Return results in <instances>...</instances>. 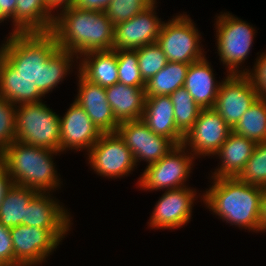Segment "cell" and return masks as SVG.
Wrapping results in <instances>:
<instances>
[{
    "instance_id": "17",
    "label": "cell",
    "mask_w": 266,
    "mask_h": 266,
    "mask_svg": "<svg viewBox=\"0 0 266 266\" xmlns=\"http://www.w3.org/2000/svg\"><path fill=\"white\" fill-rule=\"evenodd\" d=\"M78 75L79 92L75 102L85 110L102 133H116L119 123L114 118L105 87L87 80L80 72Z\"/></svg>"
},
{
    "instance_id": "10",
    "label": "cell",
    "mask_w": 266,
    "mask_h": 266,
    "mask_svg": "<svg viewBox=\"0 0 266 266\" xmlns=\"http://www.w3.org/2000/svg\"><path fill=\"white\" fill-rule=\"evenodd\" d=\"M88 152L92 169L104 177H122L133 171L137 164L117 133H103Z\"/></svg>"
},
{
    "instance_id": "23",
    "label": "cell",
    "mask_w": 266,
    "mask_h": 266,
    "mask_svg": "<svg viewBox=\"0 0 266 266\" xmlns=\"http://www.w3.org/2000/svg\"><path fill=\"white\" fill-rule=\"evenodd\" d=\"M12 18L13 33L50 32L54 23L46 0H17Z\"/></svg>"
},
{
    "instance_id": "16",
    "label": "cell",
    "mask_w": 266,
    "mask_h": 266,
    "mask_svg": "<svg viewBox=\"0 0 266 266\" xmlns=\"http://www.w3.org/2000/svg\"><path fill=\"white\" fill-rule=\"evenodd\" d=\"M65 113L64 117H60V152L67 148L77 151L86 148L89 151L103 133L75 101Z\"/></svg>"
},
{
    "instance_id": "21",
    "label": "cell",
    "mask_w": 266,
    "mask_h": 266,
    "mask_svg": "<svg viewBox=\"0 0 266 266\" xmlns=\"http://www.w3.org/2000/svg\"><path fill=\"white\" fill-rule=\"evenodd\" d=\"M256 145L257 143L253 140L232 131L215 154L221 158L222 164L214 172L213 178L238 177L253 154Z\"/></svg>"
},
{
    "instance_id": "40",
    "label": "cell",
    "mask_w": 266,
    "mask_h": 266,
    "mask_svg": "<svg viewBox=\"0 0 266 266\" xmlns=\"http://www.w3.org/2000/svg\"><path fill=\"white\" fill-rule=\"evenodd\" d=\"M75 0H46L47 3V9L51 13V11L55 8H58L59 6H62L60 8H63L62 10L69 9L71 6H73Z\"/></svg>"
},
{
    "instance_id": "42",
    "label": "cell",
    "mask_w": 266,
    "mask_h": 266,
    "mask_svg": "<svg viewBox=\"0 0 266 266\" xmlns=\"http://www.w3.org/2000/svg\"><path fill=\"white\" fill-rule=\"evenodd\" d=\"M3 59V44H2V47L0 48V62L2 61Z\"/></svg>"
},
{
    "instance_id": "31",
    "label": "cell",
    "mask_w": 266,
    "mask_h": 266,
    "mask_svg": "<svg viewBox=\"0 0 266 266\" xmlns=\"http://www.w3.org/2000/svg\"><path fill=\"white\" fill-rule=\"evenodd\" d=\"M237 178L251 185L266 187V141L257 143Z\"/></svg>"
},
{
    "instance_id": "41",
    "label": "cell",
    "mask_w": 266,
    "mask_h": 266,
    "mask_svg": "<svg viewBox=\"0 0 266 266\" xmlns=\"http://www.w3.org/2000/svg\"><path fill=\"white\" fill-rule=\"evenodd\" d=\"M266 230V187H263L260 206V231Z\"/></svg>"
},
{
    "instance_id": "43",
    "label": "cell",
    "mask_w": 266,
    "mask_h": 266,
    "mask_svg": "<svg viewBox=\"0 0 266 266\" xmlns=\"http://www.w3.org/2000/svg\"><path fill=\"white\" fill-rule=\"evenodd\" d=\"M4 20H6V18L0 13V21L2 22V21H4ZM0 22V23H1Z\"/></svg>"
},
{
    "instance_id": "26",
    "label": "cell",
    "mask_w": 266,
    "mask_h": 266,
    "mask_svg": "<svg viewBox=\"0 0 266 266\" xmlns=\"http://www.w3.org/2000/svg\"><path fill=\"white\" fill-rule=\"evenodd\" d=\"M38 192L12 184L0 204V223L6 228L25 225V209Z\"/></svg>"
},
{
    "instance_id": "22",
    "label": "cell",
    "mask_w": 266,
    "mask_h": 266,
    "mask_svg": "<svg viewBox=\"0 0 266 266\" xmlns=\"http://www.w3.org/2000/svg\"><path fill=\"white\" fill-rule=\"evenodd\" d=\"M210 64L205 57L189 64L184 88L202 108H213L221 83L217 85Z\"/></svg>"
},
{
    "instance_id": "35",
    "label": "cell",
    "mask_w": 266,
    "mask_h": 266,
    "mask_svg": "<svg viewBox=\"0 0 266 266\" xmlns=\"http://www.w3.org/2000/svg\"><path fill=\"white\" fill-rule=\"evenodd\" d=\"M243 75L256 90L259 98L266 99V54L260 55L254 66L253 73H249V70L246 72L243 70Z\"/></svg>"
},
{
    "instance_id": "20",
    "label": "cell",
    "mask_w": 266,
    "mask_h": 266,
    "mask_svg": "<svg viewBox=\"0 0 266 266\" xmlns=\"http://www.w3.org/2000/svg\"><path fill=\"white\" fill-rule=\"evenodd\" d=\"M47 193H37L25 209V226L43 229H69L67 211Z\"/></svg>"
},
{
    "instance_id": "9",
    "label": "cell",
    "mask_w": 266,
    "mask_h": 266,
    "mask_svg": "<svg viewBox=\"0 0 266 266\" xmlns=\"http://www.w3.org/2000/svg\"><path fill=\"white\" fill-rule=\"evenodd\" d=\"M185 149L186 146L183 144L176 145L158 162L148 164L138 181L140 188L172 190L185 187L184 182L195 159L191 152L190 156H187Z\"/></svg>"
},
{
    "instance_id": "27",
    "label": "cell",
    "mask_w": 266,
    "mask_h": 266,
    "mask_svg": "<svg viewBox=\"0 0 266 266\" xmlns=\"http://www.w3.org/2000/svg\"><path fill=\"white\" fill-rule=\"evenodd\" d=\"M189 64L168 62L163 69L146 82V96L171 95L184 87Z\"/></svg>"
},
{
    "instance_id": "12",
    "label": "cell",
    "mask_w": 266,
    "mask_h": 266,
    "mask_svg": "<svg viewBox=\"0 0 266 266\" xmlns=\"http://www.w3.org/2000/svg\"><path fill=\"white\" fill-rule=\"evenodd\" d=\"M258 98L243 74H228L221 82L213 109L233 128Z\"/></svg>"
},
{
    "instance_id": "14",
    "label": "cell",
    "mask_w": 266,
    "mask_h": 266,
    "mask_svg": "<svg viewBox=\"0 0 266 266\" xmlns=\"http://www.w3.org/2000/svg\"><path fill=\"white\" fill-rule=\"evenodd\" d=\"M155 4L156 0L131 19L114 26L113 50H135L156 43L163 22L154 13Z\"/></svg>"
},
{
    "instance_id": "24",
    "label": "cell",
    "mask_w": 266,
    "mask_h": 266,
    "mask_svg": "<svg viewBox=\"0 0 266 266\" xmlns=\"http://www.w3.org/2000/svg\"><path fill=\"white\" fill-rule=\"evenodd\" d=\"M44 95L32 81L22 78L19 73L3 58L0 62V97L13 104L41 102Z\"/></svg>"
},
{
    "instance_id": "32",
    "label": "cell",
    "mask_w": 266,
    "mask_h": 266,
    "mask_svg": "<svg viewBox=\"0 0 266 266\" xmlns=\"http://www.w3.org/2000/svg\"><path fill=\"white\" fill-rule=\"evenodd\" d=\"M141 76L148 82L168 63L167 57L157 43L135 49Z\"/></svg>"
},
{
    "instance_id": "37",
    "label": "cell",
    "mask_w": 266,
    "mask_h": 266,
    "mask_svg": "<svg viewBox=\"0 0 266 266\" xmlns=\"http://www.w3.org/2000/svg\"><path fill=\"white\" fill-rule=\"evenodd\" d=\"M111 0H75L73 6L78 9L105 12Z\"/></svg>"
},
{
    "instance_id": "18",
    "label": "cell",
    "mask_w": 266,
    "mask_h": 266,
    "mask_svg": "<svg viewBox=\"0 0 266 266\" xmlns=\"http://www.w3.org/2000/svg\"><path fill=\"white\" fill-rule=\"evenodd\" d=\"M141 120L153 133L170 139L175 145L183 144L185 135L176 127L169 95L146 96Z\"/></svg>"
},
{
    "instance_id": "3",
    "label": "cell",
    "mask_w": 266,
    "mask_h": 266,
    "mask_svg": "<svg viewBox=\"0 0 266 266\" xmlns=\"http://www.w3.org/2000/svg\"><path fill=\"white\" fill-rule=\"evenodd\" d=\"M203 201L213 213L232 225L260 231L263 187L234 178H213Z\"/></svg>"
},
{
    "instance_id": "6",
    "label": "cell",
    "mask_w": 266,
    "mask_h": 266,
    "mask_svg": "<svg viewBox=\"0 0 266 266\" xmlns=\"http://www.w3.org/2000/svg\"><path fill=\"white\" fill-rule=\"evenodd\" d=\"M169 21L162 23L156 41L168 62L191 64L203 59L200 35L188 15H178Z\"/></svg>"
},
{
    "instance_id": "34",
    "label": "cell",
    "mask_w": 266,
    "mask_h": 266,
    "mask_svg": "<svg viewBox=\"0 0 266 266\" xmlns=\"http://www.w3.org/2000/svg\"><path fill=\"white\" fill-rule=\"evenodd\" d=\"M17 105L0 97V153L15 141V112Z\"/></svg>"
},
{
    "instance_id": "39",
    "label": "cell",
    "mask_w": 266,
    "mask_h": 266,
    "mask_svg": "<svg viewBox=\"0 0 266 266\" xmlns=\"http://www.w3.org/2000/svg\"><path fill=\"white\" fill-rule=\"evenodd\" d=\"M17 0H0V13L7 19L15 14Z\"/></svg>"
},
{
    "instance_id": "38",
    "label": "cell",
    "mask_w": 266,
    "mask_h": 266,
    "mask_svg": "<svg viewBox=\"0 0 266 266\" xmlns=\"http://www.w3.org/2000/svg\"><path fill=\"white\" fill-rule=\"evenodd\" d=\"M12 181L5 166L0 162V204L4 199L6 191L11 187Z\"/></svg>"
},
{
    "instance_id": "15",
    "label": "cell",
    "mask_w": 266,
    "mask_h": 266,
    "mask_svg": "<svg viewBox=\"0 0 266 266\" xmlns=\"http://www.w3.org/2000/svg\"><path fill=\"white\" fill-rule=\"evenodd\" d=\"M196 191L182 187L167 190L158 200L150 218V227L174 229L189 222Z\"/></svg>"
},
{
    "instance_id": "25",
    "label": "cell",
    "mask_w": 266,
    "mask_h": 266,
    "mask_svg": "<svg viewBox=\"0 0 266 266\" xmlns=\"http://www.w3.org/2000/svg\"><path fill=\"white\" fill-rule=\"evenodd\" d=\"M79 72L89 81L108 87L118 83L117 54L114 50L83 54Z\"/></svg>"
},
{
    "instance_id": "2",
    "label": "cell",
    "mask_w": 266,
    "mask_h": 266,
    "mask_svg": "<svg viewBox=\"0 0 266 266\" xmlns=\"http://www.w3.org/2000/svg\"><path fill=\"white\" fill-rule=\"evenodd\" d=\"M50 32L58 47L75 53L77 59L91 51L113 50L114 25L105 12L71 6L54 16Z\"/></svg>"
},
{
    "instance_id": "30",
    "label": "cell",
    "mask_w": 266,
    "mask_h": 266,
    "mask_svg": "<svg viewBox=\"0 0 266 266\" xmlns=\"http://www.w3.org/2000/svg\"><path fill=\"white\" fill-rule=\"evenodd\" d=\"M117 54L118 82L134 87H146L135 50H114Z\"/></svg>"
},
{
    "instance_id": "29",
    "label": "cell",
    "mask_w": 266,
    "mask_h": 266,
    "mask_svg": "<svg viewBox=\"0 0 266 266\" xmlns=\"http://www.w3.org/2000/svg\"><path fill=\"white\" fill-rule=\"evenodd\" d=\"M170 97L174 105L176 127L186 135L193 127L202 108L196 104L184 87L178 88Z\"/></svg>"
},
{
    "instance_id": "19",
    "label": "cell",
    "mask_w": 266,
    "mask_h": 266,
    "mask_svg": "<svg viewBox=\"0 0 266 266\" xmlns=\"http://www.w3.org/2000/svg\"><path fill=\"white\" fill-rule=\"evenodd\" d=\"M105 90L114 118L119 124L142 118L146 98L145 87L128 86L118 82L106 87Z\"/></svg>"
},
{
    "instance_id": "28",
    "label": "cell",
    "mask_w": 266,
    "mask_h": 266,
    "mask_svg": "<svg viewBox=\"0 0 266 266\" xmlns=\"http://www.w3.org/2000/svg\"><path fill=\"white\" fill-rule=\"evenodd\" d=\"M232 131L256 143L266 141V99L258 98Z\"/></svg>"
},
{
    "instance_id": "11",
    "label": "cell",
    "mask_w": 266,
    "mask_h": 266,
    "mask_svg": "<svg viewBox=\"0 0 266 266\" xmlns=\"http://www.w3.org/2000/svg\"><path fill=\"white\" fill-rule=\"evenodd\" d=\"M116 133L131 150L135 163L144 159L149 164L158 162L176 146L170 139L153 133L141 119L120 123Z\"/></svg>"
},
{
    "instance_id": "7",
    "label": "cell",
    "mask_w": 266,
    "mask_h": 266,
    "mask_svg": "<svg viewBox=\"0 0 266 266\" xmlns=\"http://www.w3.org/2000/svg\"><path fill=\"white\" fill-rule=\"evenodd\" d=\"M217 18L216 36L220 60L228 67V74H243L237 68L250 52L255 29L227 13Z\"/></svg>"
},
{
    "instance_id": "33",
    "label": "cell",
    "mask_w": 266,
    "mask_h": 266,
    "mask_svg": "<svg viewBox=\"0 0 266 266\" xmlns=\"http://www.w3.org/2000/svg\"><path fill=\"white\" fill-rule=\"evenodd\" d=\"M154 1L155 0H111L105 13L115 26L142 12Z\"/></svg>"
},
{
    "instance_id": "36",
    "label": "cell",
    "mask_w": 266,
    "mask_h": 266,
    "mask_svg": "<svg viewBox=\"0 0 266 266\" xmlns=\"http://www.w3.org/2000/svg\"><path fill=\"white\" fill-rule=\"evenodd\" d=\"M0 264L14 266V249L10 229L0 223Z\"/></svg>"
},
{
    "instance_id": "1",
    "label": "cell",
    "mask_w": 266,
    "mask_h": 266,
    "mask_svg": "<svg viewBox=\"0 0 266 266\" xmlns=\"http://www.w3.org/2000/svg\"><path fill=\"white\" fill-rule=\"evenodd\" d=\"M74 55L60 49L51 32H12L3 44V58L44 96L67 75Z\"/></svg>"
},
{
    "instance_id": "8",
    "label": "cell",
    "mask_w": 266,
    "mask_h": 266,
    "mask_svg": "<svg viewBox=\"0 0 266 266\" xmlns=\"http://www.w3.org/2000/svg\"><path fill=\"white\" fill-rule=\"evenodd\" d=\"M68 230L25 225L10 228L14 266H33L41 263L59 245Z\"/></svg>"
},
{
    "instance_id": "4",
    "label": "cell",
    "mask_w": 266,
    "mask_h": 266,
    "mask_svg": "<svg viewBox=\"0 0 266 266\" xmlns=\"http://www.w3.org/2000/svg\"><path fill=\"white\" fill-rule=\"evenodd\" d=\"M49 148L26 145L14 141L0 154V162L5 166L13 184L49 194L60 185Z\"/></svg>"
},
{
    "instance_id": "13",
    "label": "cell",
    "mask_w": 266,
    "mask_h": 266,
    "mask_svg": "<svg viewBox=\"0 0 266 266\" xmlns=\"http://www.w3.org/2000/svg\"><path fill=\"white\" fill-rule=\"evenodd\" d=\"M231 132L232 128L216 110L202 109L193 127L184 136L183 145H189L191 152L197 156L215 155Z\"/></svg>"
},
{
    "instance_id": "5",
    "label": "cell",
    "mask_w": 266,
    "mask_h": 266,
    "mask_svg": "<svg viewBox=\"0 0 266 266\" xmlns=\"http://www.w3.org/2000/svg\"><path fill=\"white\" fill-rule=\"evenodd\" d=\"M17 108L15 140L26 145L49 148L59 153L60 117L42 102L22 104Z\"/></svg>"
}]
</instances>
